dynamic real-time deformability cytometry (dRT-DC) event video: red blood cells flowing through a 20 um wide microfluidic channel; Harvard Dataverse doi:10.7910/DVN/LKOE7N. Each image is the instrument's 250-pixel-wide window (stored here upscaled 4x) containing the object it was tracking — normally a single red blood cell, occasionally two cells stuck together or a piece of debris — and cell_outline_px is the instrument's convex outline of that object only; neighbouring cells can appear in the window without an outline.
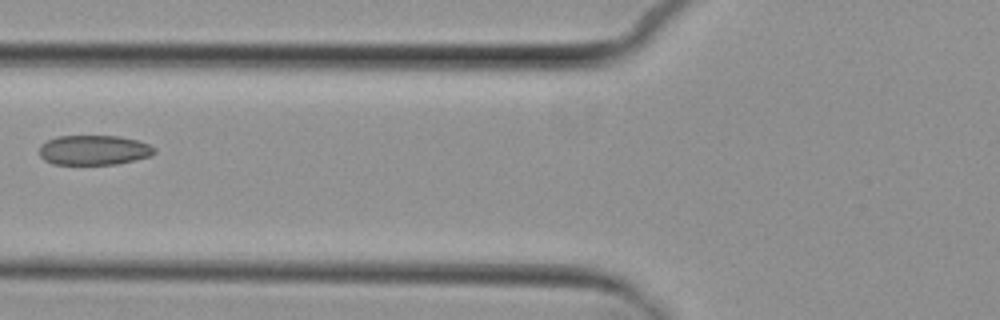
{"species": "common noctule bat (a hibernating species)", "species_latin": "Nyctalus noctula", "temperature_condition": "cold", "stored_images_in_passage": 8, "segment_of_instrument_passage": [2, 2], "camera_frame_rate_fps": 3000, "um_per_image_px": 0.085, "animal": {"sex": "female", "body_mass_g": 29.2, "forearm_length_mm": 56.3}, "frame": {"image": 1, "passage_image": 7, "time_ms": 7.0, "image_size_px": [1000, 320], "cell_outline_px": [[156, 152], [152, 156], [116, 164], [52, 164], [44, 160], [40, 156], [40, 144], [56, 136], [120, 136], [136, 140], [148, 144], [156, 148]], "centroid_in_image_um": [7.98, 12.76], "position_along_channel_um": 117.8, "area_um2": 20.06}}
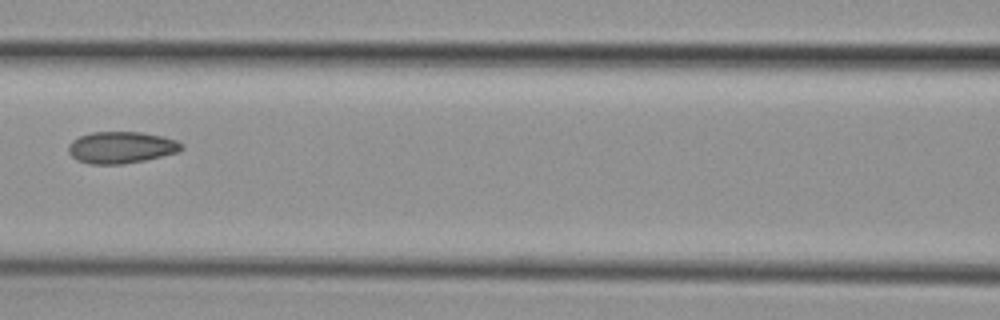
{"frame": {"image": 2, "passage_image": 8, "time_ms": 8.0, "image_size_px": [1000, 320], "cell_outline_px": [[184, 148], [180, 152], [144, 160], [124, 164], [88, 164], [76, 160], [68, 152], [68, 144], [72, 140], [80, 136], [92, 132], [140, 132], [164, 136], [176, 140], [184, 144]], "centroid_in_image_um": [10.32, 12.53], "position_along_channel_um": 156.3, "area_um2": 21.15}}